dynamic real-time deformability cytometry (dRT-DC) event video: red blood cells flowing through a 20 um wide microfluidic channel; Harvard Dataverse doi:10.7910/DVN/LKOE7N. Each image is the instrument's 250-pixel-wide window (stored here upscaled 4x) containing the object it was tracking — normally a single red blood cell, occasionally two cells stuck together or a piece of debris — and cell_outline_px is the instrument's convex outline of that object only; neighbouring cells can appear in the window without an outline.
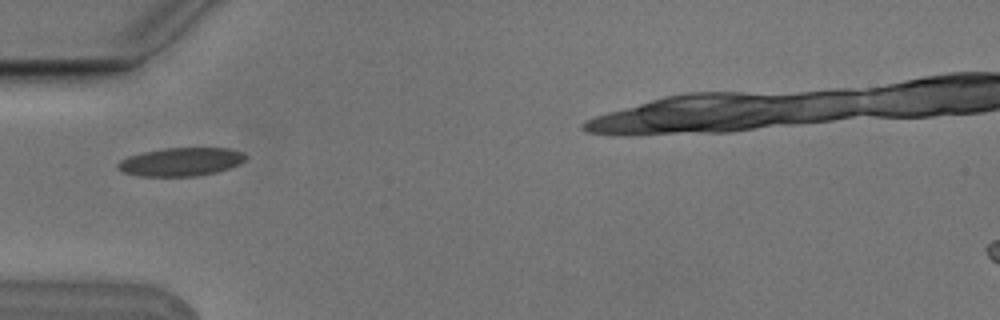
{"species": "Egyptian fruit bat (a non-hibernating species)", "species_latin": "Rousettus aegyptiacus", "temperature_condition": "cold", "stored_images_in_passage": 3, "camera_frame_rate_fps": 3000, "um_per_image_px": 0.085, "animal": {"sex": "male"}, "frame": {"image": 1, "passage_image": 1, "time_ms": 0.0, "image_size_px": [1000, 320], "cell_outline_px": [[248, 156], [240, 164], [216, 172], [196, 176], [140, 176], [124, 172], [116, 164], [120, 160], [128, 156], [144, 152], [164, 148], [232, 148], [244, 152]], "centroid_in_image_um": [15.43, 13.74], "position_along_channel_um": 69.6, "area_um2": 21.1}}
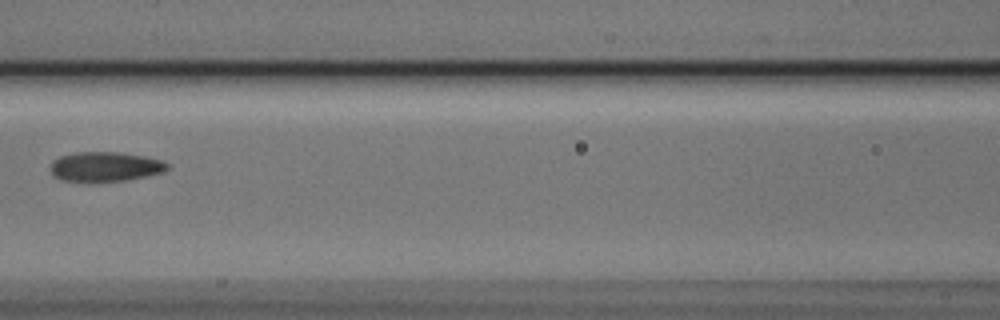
{"frame": {"image": 2, "passage_image": 3, "time_ms": 0.667, "image_size_px": [1000, 320], "cell_outline_px": [[168, 168], [164, 172], [128, 180], [96, 184], [88, 184], [60, 180], [52, 172], [52, 164], [60, 156], [76, 152], [116, 152], [144, 156], [160, 160], [168, 164]], "centroid_in_image_um": [8.93, 14.21], "position_along_channel_um": 157.7, "area_um2": 20.63}}